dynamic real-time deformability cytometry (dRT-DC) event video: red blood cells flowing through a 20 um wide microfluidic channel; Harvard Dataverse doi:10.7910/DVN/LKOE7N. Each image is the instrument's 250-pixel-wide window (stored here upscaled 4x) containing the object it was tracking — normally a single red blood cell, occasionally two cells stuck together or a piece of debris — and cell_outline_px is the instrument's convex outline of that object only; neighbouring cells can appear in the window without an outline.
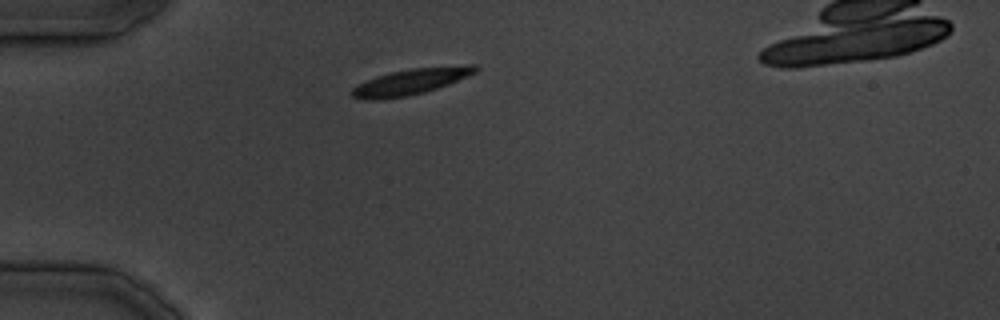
{"species": "common noctule bat (a hibernating species)", "species_latin": "Nyctalus noctula", "temperature_condition": "cold", "stored_images_in_passage": 28, "camera_frame_rate_fps": 3000, "um_per_image_px": 0.085, "animal": {"sex": "male", "body_mass_g": 19.5, "forearm_length_mm": 54.6}, "frame": {"image": 1, "passage_image": 2, "time_ms": 1.0, "image_size_px": [1000, 320], "cell_outline_px": [[480, 68], [476, 72], [448, 84], [424, 92], [408, 96], [380, 100], [360, 100], [352, 96], [352, 88], [376, 76], [392, 72], [412, 68], [468, 64], [476, 64]], "centroid_in_image_um": [34.93, 6.94], "position_along_channel_um": 50.1, "area_um2": 18.67}}
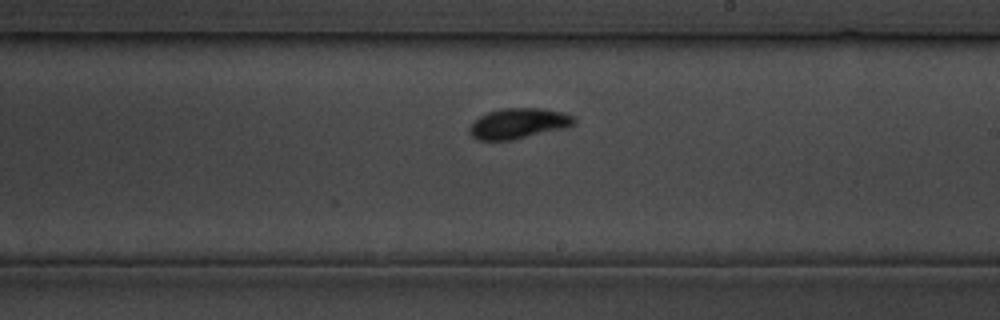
{"frame": {"image": 2, "passage_image": 14, "time_ms": 15.667, "image_size_px": [1000, 320], "cell_outline_px": [[576, 124], [568, 128], [512, 140], [480, 140], [472, 136], [468, 132], [468, 128], [480, 116], [488, 112], [504, 108], [544, 108], [576, 116]], "centroid_in_image_um": [44.13, 10.5], "position_along_channel_um": 244.9, "area_um2": 18.73}}
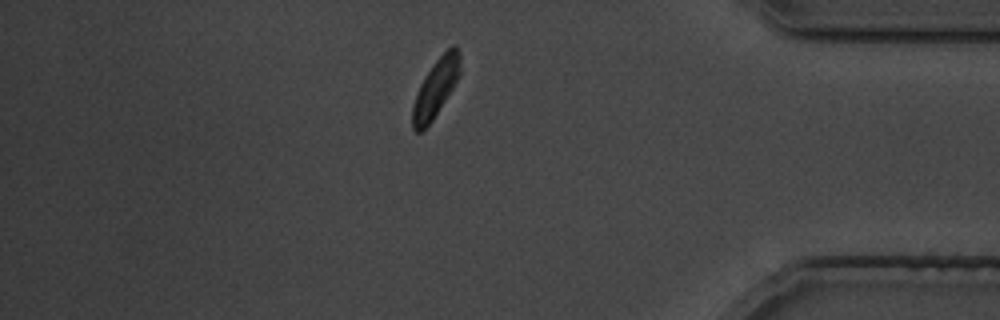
{"frame": {"image": 3, "passage_image": 24, "time_ms": 28.0, "image_size_px": [1000, 320], "cell_outline_px": [[460, 72], [452, 88], [432, 120], [420, 132], [416, 132], [412, 128], [412, 104], [420, 84], [424, 76], [436, 60], [452, 44], [460, 52]], "centroid_in_image_um": [37.01, 7.48], "position_along_channel_um": 398.2, "area_um2": 15.72}}